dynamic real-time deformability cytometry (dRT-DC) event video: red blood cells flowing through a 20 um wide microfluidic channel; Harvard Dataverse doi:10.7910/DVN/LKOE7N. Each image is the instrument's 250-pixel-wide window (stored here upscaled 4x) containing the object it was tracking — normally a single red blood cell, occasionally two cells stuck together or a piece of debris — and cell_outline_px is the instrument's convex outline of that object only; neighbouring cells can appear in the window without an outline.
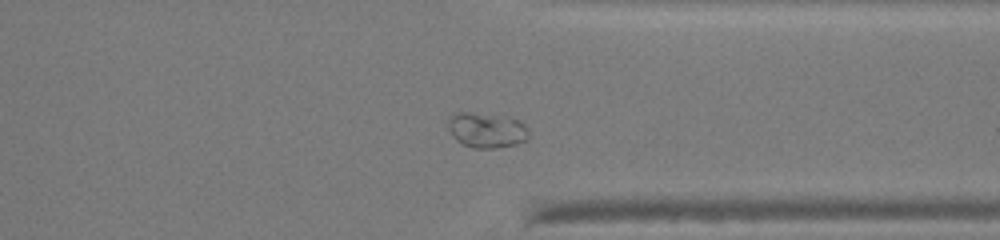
{"species": "human", "species_latin": "Homo sapiens", "temperature_condition": "warm", "stored_images_in_passage": 40, "camera_frame_rate_fps": 3000, "um_per_image_px": 0.085, "donor": {"sex": "male"}, "frame": {"image": 1, "passage_image": 28, "time_ms": 9.0, "image_size_px": [1000, 240], "cell_outline_px": [[528, 140], [516, 144], [496, 148], [472, 148], [456, 140], [452, 136], [448, 128], [448, 116], [460, 112], [472, 112], [504, 116], [520, 120], [524, 124], [528, 132]], "centroid_in_image_um": [41.35, 11.06], "position_along_channel_um": 370.0, "area_um2": 16.7}}
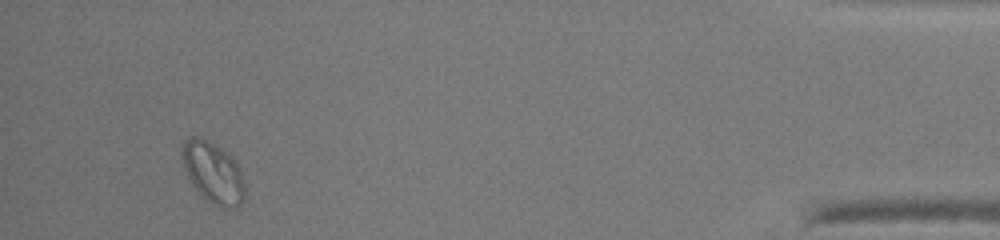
{"frame": {"image": 2, "passage_image": 36, "time_ms": 11.667, "image_size_px": [1000, 240], "cell_outline_px": [[244, 200], [236, 208], [224, 208], [208, 200], [192, 184], [184, 168], [184, 144], [188, 136], [200, 136], [208, 140], [220, 148], [236, 164], [240, 172], [244, 184]], "centroid_in_image_um": [18.12, 14.68], "position_along_channel_um": 417.1, "area_um2": 21.44}}